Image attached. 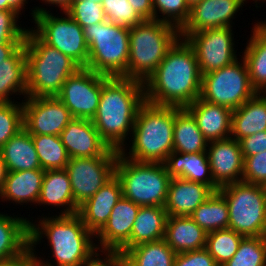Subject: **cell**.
<instances>
[{"mask_svg": "<svg viewBox=\"0 0 266 266\" xmlns=\"http://www.w3.org/2000/svg\"><path fill=\"white\" fill-rule=\"evenodd\" d=\"M201 81L195 51L180 37L143 83L145 101L185 108L200 97Z\"/></svg>", "mask_w": 266, "mask_h": 266, "instance_id": "cell-1", "label": "cell"}, {"mask_svg": "<svg viewBox=\"0 0 266 266\" xmlns=\"http://www.w3.org/2000/svg\"><path fill=\"white\" fill-rule=\"evenodd\" d=\"M144 102L142 82L104 76L100 102L91 121L109 148L120 152L125 147L132 135L138 110Z\"/></svg>", "mask_w": 266, "mask_h": 266, "instance_id": "cell-2", "label": "cell"}, {"mask_svg": "<svg viewBox=\"0 0 266 266\" xmlns=\"http://www.w3.org/2000/svg\"><path fill=\"white\" fill-rule=\"evenodd\" d=\"M38 217V223L31 217L29 234L30 248L38 266H79L97 250L95 235L87 229L77 213ZM43 238L48 240L53 264L51 259L39 257V252L35 251L41 240L44 241Z\"/></svg>", "mask_w": 266, "mask_h": 266, "instance_id": "cell-3", "label": "cell"}, {"mask_svg": "<svg viewBox=\"0 0 266 266\" xmlns=\"http://www.w3.org/2000/svg\"><path fill=\"white\" fill-rule=\"evenodd\" d=\"M174 122L175 106L145 101L138 110L130 146L120 153L130 160L164 163L173 152Z\"/></svg>", "mask_w": 266, "mask_h": 266, "instance_id": "cell-4", "label": "cell"}, {"mask_svg": "<svg viewBox=\"0 0 266 266\" xmlns=\"http://www.w3.org/2000/svg\"><path fill=\"white\" fill-rule=\"evenodd\" d=\"M27 96L56 97L66 79L81 67L69 56L46 44L28 28L25 39Z\"/></svg>", "mask_w": 266, "mask_h": 266, "instance_id": "cell-5", "label": "cell"}, {"mask_svg": "<svg viewBox=\"0 0 266 266\" xmlns=\"http://www.w3.org/2000/svg\"><path fill=\"white\" fill-rule=\"evenodd\" d=\"M180 38V30L159 20H143L130 28L129 61L124 78L144 83Z\"/></svg>", "mask_w": 266, "mask_h": 266, "instance_id": "cell-6", "label": "cell"}, {"mask_svg": "<svg viewBox=\"0 0 266 266\" xmlns=\"http://www.w3.org/2000/svg\"><path fill=\"white\" fill-rule=\"evenodd\" d=\"M129 31L108 20L84 27L89 49L86 68L107 77H123L129 61Z\"/></svg>", "mask_w": 266, "mask_h": 266, "instance_id": "cell-7", "label": "cell"}, {"mask_svg": "<svg viewBox=\"0 0 266 266\" xmlns=\"http://www.w3.org/2000/svg\"><path fill=\"white\" fill-rule=\"evenodd\" d=\"M115 175L124 198L138 206L164 207L171 180L164 163L130 160L119 152Z\"/></svg>", "mask_w": 266, "mask_h": 266, "instance_id": "cell-8", "label": "cell"}, {"mask_svg": "<svg viewBox=\"0 0 266 266\" xmlns=\"http://www.w3.org/2000/svg\"><path fill=\"white\" fill-rule=\"evenodd\" d=\"M218 192L228 204L229 229L244 237L266 236V186L241 181Z\"/></svg>", "mask_w": 266, "mask_h": 266, "instance_id": "cell-9", "label": "cell"}, {"mask_svg": "<svg viewBox=\"0 0 266 266\" xmlns=\"http://www.w3.org/2000/svg\"><path fill=\"white\" fill-rule=\"evenodd\" d=\"M41 5L31 8L32 30L49 46H52L69 56L81 68L88 63V45L84 37L83 28L66 12L57 16ZM55 15V16H54ZM34 28V29H33Z\"/></svg>", "mask_w": 266, "mask_h": 266, "instance_id": "cell-10", "label": "cell"}, {"mask_svg": "<svg viewBox=\"0 0 266 266\" xmlns=\"http://www.w3.org/2000/svg\"><path fill=\"white\" fill-rule=\"evenodd\" d=\"M256 93L250 82L246 62L241 56V61L239 58L231 65L202 75L199 98L233 111Z\"/></svg>", "mask_w": 266, "mask_h": 266, "instance_id": "cell-11", "label": "cell"}, {"mask_svg": "<svg viewBox=\"0 0 266 266\" xmlns=\"http://www.w3.org/2000/svg\"><path fill=\"white\" fill-rule=\"evenodd\" d=\"M232 29L221 27L180 35L195 51L201 75L231 65L239 59Z\"/></svg>", "mask_w": 266, "mask_h": 266, "instance_id": "cell-12", "label": "cell"}, {"mask_svg": "<svg viewBox=\"0 0 266 266\" xmlns=\"http://www.w3.org/2000/svg\"><path fill=\"white\" fill-rule=\"evenodd\" d=\"M104 75L80 68L68 77L56 96L70 111L73 118L92 120L96 114Z\"/></svg>", "mask_w": 266, "mask_h": 266, "instance_id": "cell-13", "label": "cell"}, {"mask_svg": "<svg viewBox=\"0 0 266 266\" xmlns=\"http://www.w3.org/2000/svg\"><path fill=\"white\" fill-rule=\"evenodd\" d=\"M117 159L118 157L70 158L65 170L78 207L115 175Z\"/></svg>", "mask_w": 266, "mask_h": 266, "instance_id": "cell-14", "label": "cell"}, {"mask_svg": "<svg viewBox=\"0 0 266 266\" xmlns=\"http://www.w3.org/2000/svg\"><path fill=\"white\" fill-rule=\"evenodd\" d=\"M24 129L31 135L60 136L73 119L57 97H29L22 100Z\"/></svg>", "mask_w": 266, "mask_h": 266, "instance_id": "cell-15", "label": "cell"}, {"mask_svg": "<svg viewBox=\"0 0 266 266\" xmlns=\"http://www.w3.org/2000/svg\"><path fill=\"white\" fill-rule=\"evenodd\" d=\"M70 158L118 157L119 151L109 148L91 120L73 118L60 134Z\"/></svg>", "mask_w": 266, "mask_h": 266, "instance_id": "cell-16", "label": "cell"}, {"mask_svg": "<svg viewBox=\"0 0 266 266\" xmlns=\"http://www.w3.org/2000/svg\"><path fill=\"white\" fill-rule=\"evenodd\" d=\"M249 1V0H247ZM246 0H202L190 8L189 19L180 29V35H191L201 30L233 27L237 12ZM233 24V25H232Z\"/></svg>", "mask_w": 266, "mask_h": 266, "instance_id": "cell-17", "label": "cell"}, {"mask_svg": "<svg viewBox=\"0 0 266 266\" xmlns=\"http://www.w3.org/2000/svg\"><path fill=\"white\" fill-rule=\"evenodd\" d=\"M206 153L213 181L219 187L242 181L244 157L239 141L230 137L208 142Z\"/></svg>", "mask_w": 266, "mask_h": 266, "instance_id": "cell-18", "label": "cell"}, {"mask_svg": "<svg viewBox=\"0 0 266 266\" xmlns=\"http://www.w3.org/2000/svg\"><path fill=\"white\" fill-rule=\"evenodd\" d=\"M140 206L122 197L113 207L107 223L95 235L98 250H120L131 237Z\"/></svg>", "mask_w": 266, "mask_h": 266, "instance_id": "cell-19", "label": "cell"}, {"mask_svg": "<svg viewBox=\"0 0 266 266\" xmlns=\"http://www.w3.org/2000/svg\"><path fill=\"white\" fill-rule=\"evenodd\" d=\"M122 197L121 183L114 175L90 199L79 206L77 214L87 229L96 235L107 223L113 207Z\"/></svg>", "mask_w": 266, "mask_h": 266, "instance_id": "cell-20", "label": "cell"}, {"mask_svg": "<svg viewBox=\"0 0 266 266\" xmlns=\"http://www.w3.org/2000/svg\"><path fill=\"white\" fill-rule=\"evenodd\" d=\"M214 191L207 185L180 177L171 178L164 205L168 216H190Z\"/></svg>", "mask_w": 266, "mask_h": 266, "instance_id": "cell-21", "label": "cell"}, {"mask_svg": "<svg viewBox=\"0 0 266 266\" xmlns=\"http://www.w3.org/2000/svg\"><path fill=\"white\" fill-rule=\"evenodd\" d=\"M185 109L194 117L208 142L230 138L232 110L197 98Z\"/></svg>", "mask_w": 266, "mask_h": 266, "instance_id": "cell-22", "label": "cell"}, {"mask_svg": "<svg viewBox=\"0 0 266 266\" xmlns=\"http://www.w3.org/2000/svg\"><path fill=\"white\" fill-rule=\"evenodd\" d=\"M38 206H52L60 209L59 215H72L78 212L74 202L69 175L65 169L45 170Z\"/></svg>", "mask_w": 266, "mask_h": 266, "instance_id": "cell-23", "label": "cell"}, {"mask_svg": "<svg viewBox=\"0 0 266 266\" xmlns=\"http://www.w3.org/2000/svg\"><path fill=\"white\" fill-rule=\"evenodd\" d=\"M207 234L190 216H168L164 240L179 254L204 249Z\"/></svg>", "mask_w": 266, "mask_h": 266, "instance_id": "cell-24", "label": "cell"}, {"mask_svg": "<svg viewBox=\"0 0 266 266\" xmlns=\"http://www.w3.org/2000/svg\"><path fill=\"white\" fill-rule=\"evenodd\" d=\"M171 178L180 177L192 182L209 186L214 192L219 186L213 181L207 153H177L172 152L164 162Z\"/></svg>", "mask_w": 266, "mask_h": 266, "instance_id": "cell-25", "label": "cell"}, {"mask_svg": "<svg viewBox=\"0 0 266 266\" xmlns=\"http://www.w3.org/2000/svg\"><path fill=\"white\" fill-rule=\"evenodd\" d=\"M45 170L7 172L4 186L0 191L1 202L12 201L13 204H36L40 195Z\"/></svg>", "mask_w": 266, "mask_h": 266, "instance_id": "cell-26", "label": "cell"}, {"mask_svg": "<svg viewBox=\"0 0 266 266\" xmlns=\"http://www.w3.org/2000/svg\"><path fill=\"white\" fill-rule=\"evenodd\" d=\"M266 131V97L257 92L232 111L230 137L240 141L257 132Z\"/></svg>", "mask_w": 266, "mask_h": 266, "instance_id": "cell-27", "label": "cell"}, {"mask_svg": "<svg viewBox=\"0 0 266 266\" xmlns=\"http://www.w3.org/2000/svg\"><path fill=\"white\" fill-rule=\"evenodd\" d=\"M167 211L161 206H140L130 240L119 250L122 254L142 243L164 239Z\"/></svg>", "mask_w": 266, "mask_h": 266, "instance_id": "cell-28", "label": "cell"}, {"mask_svg": "<svg viewBox=\"0 0 266 266\" xmlns=\"http://www.w3.org/2000/svg\"><path fill=\"white\" fill-rule=\"evenodd\" d=\"M28 218L0 213V260L21 255L30 247Z\"/></svg>", "mask_w": 266, "mask_h": 266, "instance_id": "cell-29", "label": "cell"}, {"mask_svg": "<svg viewBox=\"0 0 266 266\" xmlns=\"http://www.w3.org/2000/svg\"><path fill=\"white\" fill-rule=\"evenodd\" d=\"M0 153L7 172L42 169L32 135L24 128L0 148Z\"/></svg>", "mask_w": 266, "mask_h": 266, "instance_id": "cell-30", "label": "cell"}, {"mask_svg": "<svg viewBox=\"0 0 266 266\" xmlns=\"http://www.w3.org/2000/svg\"><path fill=\"white\" fill-rule=\"evenodd\" d=\"M27 97L25 43L4 63H0V102H15L11 97Z\"/></svg>", "mask_w": 266, "mask_h": 266, "instance_id": "cell-31", "label": "cell"}, {"mask_svg": "<svg viewBox=\"0 0 266 266\" xmlns=\"http://www.w3.org/2000/svg\"><path fill=\"white\" fill-rule=\"evenodd\" d=\"M246 47L242 51L252 87L262 93L266 89V31L254 24Z\"/></svg>", "mask_w": 266, "mask_h": 266, "instance_id": "cell-32", "label": "cell"}, {"mask_svg": "<svg viewBox=\"0 0 266 266\" xmlns=\"http://www.w3.org/2000/svg\"><path fill=\"white\" fill-rule=\"evenodd\" d=\"M207 145L194 117L185 108L175 107L173 151L201 153L206 152Z\"/></svg>", "mask_w": 266, "mask_h": 266, "instance_id": "cell-33", "label": "cell"}, {"mask_svg": "<svg viewBox=\"0 0 266 266\" xmlns=\"http://www.w3.org/2000/svg\"><path fill=\"white\" fill-rule=\"evenodd\" d=\"M176 255L161 239L127 249L123 253V266H174Z\"/></svg>", "mask_w": 266, "mask_h": 266, "instance_id": "cell-34", "label": "cell"}, {"mask_svg": "<svg viewBox=\"0 0 266 266\" xmlns=\"http://www.w3.org/2000/svg\"><path fill=\"white\" fill-rule=\"evenodd\" d=\"M190 217L207 233L227 229L229 224L228 204L225 198L216 191Z\"/></svg>", "mask_w": 266, "mask_h": 266, "instance_id": "cell-35", "label": "cell"}, {"mask_svg": "<svg viewBox=\"0 0 266 266\" xmlns=\"http://www.w3.org/2000/svg\"><path fill=\"white\" fill-rule=\"evenodd\" d=\"M32 140L43 170L66 168L70 157L60 136L32 135Z\"/></svg>", "mask_w": 266, "mask_h": 266, "instance_id": "cell-36", "label": "cell"}, {"mask_svg": "<svg viewBox=\"0 0 266 266\" xmlns=\"http://www.w3.org/2000/svg\"><path fill=\"white\" fill-rule=\"evenodd\" d=\"M243 235L231 230L221 229L208 232L205 249L218 266L224 265L237 252Z\"/></svg>", "mask_w": 266, "mask_h": 266, "instance_id": "cell-37", "label": "cell"}, {"mask_svg": "<svg viewBox=\"0 0 266 266\" xmlns=\"http://www.w3.org/2000/svg\"><path fill=\"white\" fill-rule=\"evenodd\" d=\"M222 266H266V236L244 237L237 252Z\"/></svg>", "mask_w": 266, "mask_h": 266, "instance_id": "cell-38", "label": "cell"}, {"mask_svg": "<svg viewBox=\"0 0 266 266\" xmlns=\"http://www.w3.org/2000/svg\"><path fill=\"white\" fill-rule=\"evenodd\" d=\"M189 15L190 8L185 0H153L155 20L172 24L180 30L188 21Z\"/></svg>", "mask_w": 266, "mask_h": 266, "instance_id": "cell-39", "label": "cell"}, {"mask_svg": "<svg viewBox=\"0 0 266 266\" xmlns=\"http://www.w3.org/2000/svg\"><path fill=\"white\" fill-rule=\"evenodd\" d=\"M24 128L21 102H0V148Z\"/></svg>", "mask_w": 266, "mask_h": 266, "instance_id": "cell-40", "label": "cell"}, {"mask_svg": "<svg viewBox=\"0 0 266 266\" xmlns=\"http://www.w3.org/2000/svg\"><path fill=\"white\" fill-rule=\"evenodd\" d=\"M103 0H80L71 3L66 13L74 19L82 28L106 21V15L102 7Z\"/></svg>", "mask_w": 266, "mask_h": 266, "instance_id": "cell-41", "label": "cell"}, {"mask_svg": "<svg viewBox=\"0 0 266 266\" xmlns=\"http://www.w3.org/2000/svg\"><path fill=\"white\" fill-rule=\"evenodd\" d=\"M102 7L106 19L117 25L131 28L143 21L128 0H103Z\"/></svg>", "mask_w": 266, "mask_h": 266, "instance_id": "cell-42", "label": "cell"}, {"mask_svg": "<svg viewBox=\"0 0 266 266\" xmlns=\"http://www.w3.org/2000/svg\"><path fill=\"white\" fill-rule=\"evenodd\" d=\"M20 14L14 10H0V45L8 42H25L28 29L22 27Z\"/></svg>", "mask_w": 266, "mask_h": 266, "instance_id": "cell-43", "label": "cell"}, {"mask_svg": "<svg viewBox=\"0 0 266 266\" xmlns=\"http://www.w3.org/2000/svg\"><path fill=\"white\" fill-rule=\"evenodd\" d=\"M242 181L266 186V150L244 157Z\"/></svg>", "mask_w": 266, "mask_h": 266, "instance_id": "cell-44", "label": "cell"}, {"mask_svg": "<svg viewBox=\"0 0 266 266\" xmlns=\"http://www.w3.org/2000/svg\"><path fill=\"white\" fill-rule=\"evenodd\" d=\"M174 266H218L214 258L204 248L201 250L179 253L176 255Z\"/></svg>", "mask_w": 266, "mask_h": 266, "instance_id": "cell-45", "label": "cell"}, {"mask_svg": "<svg viewBox=\"0 0 266 266\" xmlns=\"http://www.w3.org/2000/svg\"><path fill=\"white\" fill-rule=\"evenodd\" d=\"M79 266H123V254L119 250L97 249L88 259L84 260Z\"/></svg>", "mask_w": 266, "mask_h": 266, "instance_id": "cell-46", "label": "cell"}, {"mask_svg": "<svg viewBox=\"0 0 266 266\" xmlns=\"http://www.w3.org/2000/svg\"><path fill=\"white\" fill-rule=\"evenodd\" d=\"M239 142L243 157L264 152L266 150V131L244 137Z\"/></svg>", "mask_w": 266, "mask_h": 266, "instance_id": "cell-47", "label": "cell"}, {"mask_svg": "<svg viewBox=\"0 0 266 266\" xmlns=\"http://www.w3.org/2000/svg\"><path fill=\"white\" fill-rule=\"evenodd\" d=\"M0 266H38V263L32 249L29 247L19 256L0 260Z\"/></svg>", "mask_w": 266, "mask_h": 266, "instance_id": "cell-48", "label": "cell"}, {"mask_svg": "<svg viewBox=\"0 0 266 266\" xmlns=\"http://www.w3.org/2000/svg\"><path fill=\"white\" fill-rule=\"evenodd\" d=\"M143 20H153V0H128Z\"/></svg>", "mask_w": 266, "mask_h": 266, "instance_id": "cell-49", "label": "cell"}, {"mask_svg": "<svg viewBox=\"0 0 266 266\" xmlns=\"http://www.w3.org/2000/svg\"><path fill=\"white\" fill-rule=\"evenodd\" d=\"M25 42H8L0 45V63L10 58Z\"/></svg>", "mask_w": 266, "mask_h": 266, "instance_id": "cell-50", "label": "cell"}, {"mask_svg": "<svg viewBox=\"0 0 266 266\" xmlns=\"http://www.w3.org/2000/svg\"><path fill=\"white\" fill-rule=\"evenodd\" d=\"M28 2V0H3V10H14L22 15L21 13L25 9V4H28Z\"/></svg>", "mask_w": 266, "mask_h": 266, "instance_id": "cell-51", "label": "cell"}, {"mask_svg": "<svg viewBox=\"0 0 266 266\" xmlns=\"http://www.w3.org/2000/svg\"><path fill=\"white\" fill-rule=\"evenodd\" d=\"M47 6H57L61 12H66L70 7L72 0H41Z\"/></svg>", "mask_w": 266, "mask_h": 266, "instance_id": "cell-52", "label": "cell"}, {"mask_svg": "<svg viewBox=\"0 0 266 266\" xmlns=\"http://www.w3.org/2000/svg\"><path fill=\"white\" fill-rule=\"evenodd\" d=\"M7 170L5 167V163L0 153V191L2 190L6 178Z\"/></svg>", "mask_w": 266, "mask_h": 266, "instance_id": "cell-53", "label": "cell"}, {"mask_svg": "<svg viewBox=\"0 0 266 266\" xmlns=\"http://www.w3.org/2000/svg\"><path fill=\"white\" fill-rule=\"evenodd\" d=\"M262 2V5H260V6H255V7H257V8H261V6H263V4H264V2L266 1V0H261ZM265 31H266V21L264 20H262V21H256Z\"/></svg>", "mask_w": 266, "mask_h": 266, "instance_id": "cell-54", "label": "cell"}, {"mask_svg": "<svg viewBox=\"0 0 266 266\" xmlns=\"http://www.w3.org/2000/svg\"><path fill=\"white\" fill-rule=\"evenodd\" d=\"M189 8H192L194 5L198 4L202 0H185Z\"/></svg>", "mask_w": 266, "mask_h": 266, "instance_id": "cell-55", "label": "cell"}, {"mask_svg": "<svg viewBox=\"0 0 266 266\" xmlns=\"http://www.w3.org/2000/svg\"><path fill=\"white\" fill-rule=\"evenodd\" d=\"M0 10H3V0H0Z\"/></svg>", "mask_w": 266, "mask_h": 266, "instance_id": "cell-56", "label": "cell"}, {"mask_svg": "<svg viewBox=\"0 0 266 266\" xmlns=\"http://www.w3.org/2000/svg\"><path fill=\"white\" fill-rule=\"evenodd\" d=\"M255 3H256V5L255 6H257L258 4L260 5V2H261V0H253ZM260 1V2H259ZM258 3V4H257Z\"/></svg>", "mask_w": 266, "mask_h": 266, "instance_id": "cell-57", "label": "cell"}, {"mask_svg": "<svg viewBox=\"0 0 266 266\" xmlns=\"http://www.w3.org/2000/svg\"><path fill=\"white\" fill-rule=\"evenodd\" d=\"M262 94L266 97V89L262 92Z\"/></svg>", "mask_w": 266, "mask_h": 266, "instance_id": "cell-58", "label": "cell"}]
</instances>
